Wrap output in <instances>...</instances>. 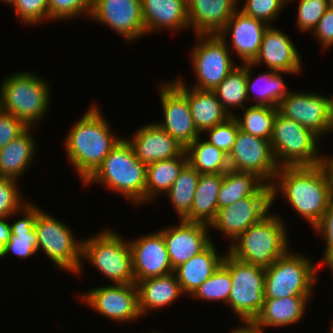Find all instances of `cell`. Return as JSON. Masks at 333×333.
<instances>
[{
    "mask_svg": "<svg viewBox=\"0 0 333 333\" xmlns=\"http://www.w3.org/2000/svg\"><path fill=\"white\" fill-rule=\"evenodd\" d=\"M93 0H48L49 21H64L86 15L90 17Z\"/></svg>",
    "mask_w": 333,
    "mask_h": 333,
    "instance_id": "obj_40",
    "label": "cell"
},
{
    "mask_svg": "<svg viewBox=\"0 0 333 333\" xmlns=\"http://www.w3.org/2000/svg\"><path fill=\"white\" fill-rule=\"evenodd\" d=\"M277 111L312 131L320 139L330 132L333 95L290 91L278 104Z\"/></svg>",
    "mask_w": 333,
    "mask_h": 333,
    "instance_id": "obj_13",
    "label": "cell"
},
{
    "mask_svg": "<svg viewBox=\"0 0 333 333\" xmlns=\"http://www.w3.org/2000/svg\"><path fill=\"white\" fill-rule=\"evenodd\" d=\"M188 163L186 152L179 157L157 161L147 165L145 204L154 202L161 193H167ZM160 194V195H159Z\"/></svg>",
    "mask_w": 333,
    "mask_h": 333,
    "instance_id": "obj_33",
    "label": "cell"
},
{
    "mask_svg": "<svg viewBox=\"0 0 333 333\" xmlns=\"http://www.w3.org/2000/svg\"><path fill=\"white\" fill-rule=\"evenodd\" d=\"M135 284L138 281L174 272L164 237L158 230L136 239H129Z\"/></svg>",
    "mask_w": 333,
    "mask_h": 333,
    "instance_id": "obj_18",
    "label": "cell"
},
{
    "mask_svg": "<svg viewBox=\"0 0 333 333\" xmlns=\"http://www.w3.org/2000/svg\"><path fill=\"white\" fill-rule=\"evenodd\" d=\"M265 182L253 172L229 169L223 174L218 192V208L232 205L234 202L255 194Z\"/></svg>",
    "mask_w": 333,
    "mask_h": 333,
    "instance_id": "obj_35",
    "label": "cell"
},
{
    "mask_svg": "<svg viewBox=\"0 0 333 333\" xmlns=\"http://www.w3.org/2000/svg\"><path fill=\"white\" fill-rule=\"evenodd\" d=\"M1 2L8 4L11 6V4L14 2V0H0Z\"/></svg>",
    "mask_w": 333,
    "mask_h": 333,
    "instance_id": "obj_53",
    "label": "cell"
},
{
    "mask_svg": "<svg viewBox=\"0 0 333 333\" xmlns=\"http://www.w3.org/2000/svg\"><path fill=\"white\" fill-rule=\"evenodd\" d=\"M222 181L223 174H200L190 214L184 221L210 226L218 212L217 197Z\"/></svg>",
    "mask_w": 333,
    "mask_h": 333,
    "instance_id": "obj_32",
    "label": "cell"
},
{
    "mask_svg": "<svg viewBox=\"0 0 333 333\" xmlns=\"http://www.w3.org/2000/svg\"><path fill=\"white\" fill-rule=\"evenodd\" d=\"M268 27L265 22L247 16L237 9L218 35L226 43L231 42V48L228 49H233L243 64L252 63L259 53L264 32ZM228 37L231 41H228Z\"/></svg>",
    "mask_w": 333,
    "mask_h": 333,
    "instance_id": "obj_20",
    "label": "cell"
},
{
    "mask_svg": "<svg viewBox=\"0 0 333 333\" xmlns=\"http://www.w3.org/2000/svg\"><path fill=\"white\" fill-rule=\"evenodd\" d=\"M311 298V296H290L265 299L262 309L251 323L262 330L297 324L302 321Z\"/></svg>",
    "mask_w": 333,
    "mask_h": 333,
    "instance_id": "obj_26",
    "label": "cell"
},
{
    "mask_svg": "<svg viewBox=\"0 0 333 333\" xmlns=\"http://www.w3.org/2000/svg\"><path fill=\"white\" fill-rule=\"evenodd\" d=\"M232 280L230 271L221 264L220 267L190 296L193 299L228 302Z\"/></svg>",
    "mask_w": 333,
    "mask_h": 333,
    "instance_id": "obj_39",
    "label": "cell"
},
{
    "mask_svg": "<svg viewBox=\"0 0 333 333\" xmlns=\"http://www.w3.org/2000/svg\"><path fill=\"white\" fill-rule=\"evenodd\" d=\"M190 58L196 75L192 88L214 90L238 64L234 63L228 44L218 34H198Z\"/></svg>",
    "mask_w": 333,
    "mask_h": 333,
    "instance_id": "obj_11",
    "label": "cell"
},
{
    "mask_svg": "<svg viewBox=\"0 0 333 333\" xmlns=\"http://www.w3.org/2000/svg\"><path fill=\"white\" fill-rule=\"evenodd\" d=\"M11 7L26 26L38 25L47 20L49 22L48 0H14Z\"/></svg>",
    "mask_w": 333,
    "mask_h": 333,
    "instance_id": "obj_44",
    "label": "cell"
},
{
    "mask_svg": "<svg viewBox=\"0 0 333 333\" xmlns=\"http://www.w3.org/2000/svg\"><path fill=\"white\" fill-rule=\"evenodd\" d=\"M323 165L328 173L331 184V197H333V161H324Z\"/></svg>",
    "mask_w": 333,
    "mask_h": 333,
    "instance_id": "obj_51",
    "label": "cell"
},
{
    "mask_svg": "<svg viewBox=\"0 0 333 333\" xmlns=\"http://www.w3.org/2000/svg\"><path fill=\"white\" fill-rule=\"evenodd\" d=\"M17 181L13 178L0 177V217L14 215L29 202L22 199Z\"/></svg>",
    "mask_w": 333,
    "mask_h": 333,
    "instance_id": "obj_43",
    "label": "cell"
},
{
    "mask_svg": "<svg viewBox=\"0 0 333 333\" xmlns=\"http://www.w3.org/2000/svg\"><path fill=\"white\" fill-rule=\"evenodd\" d=\"M328 267V269L331 271V274L333 275V265H331V266H327ZM333 277V276H332ZM333 322V321H332Z\"/></svg>",
    "mask_w": 333,
    "mask_h": 333,
    "instance_id": "obj_55",
    "label": "cell"
},
{
    "mask_svg": "<svg viewBox=\"0 0 333 333\" xmlns=\"http://www.w3.org/2000/svg\"><path fill=\"white\" fill-rule=\"evenodd\" d=\"M179 222V225L159 230L164 237L173 270L199 254L212 242L208 225L184 220Z\"/></svg>",
    "mask_w": 333,
    "mask_h": 333,
    "instance_id": "obj_19",
    "label": "cell"
},
{
    "mask_svg": "<svg viewBox=\"0 0 333 333\" xmlns=\"http://www.w3.org/2000/svg\"><path fill=\"white\" fill-rule=\"evenodd\" d=\"M330 330H329V333H333V322H332V324L330 325V328H329Z\"/></svg>",
    "mask_w": 333,
    "mask_h": 333,
    "instance_id": "obj_56",
    "label": "cell"
},
{
    "mask_svg": "<svg viewBox=\"0 0 333 333\" xmlns=\"http://www.w3.org/2000/svg\"><path fill=\"white\" fill-rule=\"evenodd\" d=\"M242 115H234L241 131L261 139L270 140L277 108L250 105L242 109Z\"/></svg>",
    "mask_w": 333,
    "mask_h": 333,
    "instance_id": "obj_38",
    "label": "cell"
},
{
    "mask_svg": "<svg viewBox=\"0 0 333 333\" xmlns=\"http://www.w3.org/2000/svg\"><path fill=\"white\" fill-rule=\"evenodd\" d=\"M291 1L293 2L294 0H290L288 3ZM298 1L296 27L303 33L313 31L329 8L328 0H297V2Z\"/></svg>",
    "mask_w": 333,
    "mask_h": 333,
    "instance_id": "obj_42",
    "label": "cell"
},
{
    "mask_svg": "<svg viewBox=\"0 0 333 333\" xmlns=\"http://www.w3.org/2000/svg\"><path fill=\"white\" fill-rule=\"evenodd\" d=\"M188 163L200 174H224L230 169L228 155L203 140L202 135L197 137L185 148Z\"/></svg>",
    "mask_w": 333,
    "mask_h": 333,
    "instance_id": "obj_34",
    "label": "cell"
},
{
    "mask_svg": "<svg viewBox=\"0 0 333 333\" xmlns=\"http://www.w3.org/2000/svg\"><path fill=\"white\" fill-rule=\"evenodd\" d=\"M330 132H333V114H332V120H331V125H330ZM324 161H333V155L329 158L328 155H325Z\"/></svg>",
    "mask_w": 333,
    "mask_h": 333,
    "instance_id": "obj_52",
    "label": "cell"
},
{
    "mask_svg": "<svg viewBox=\"0 0 333 333\" xmlns=\"http://www.w3.org/2000/svg\"><path fill=\"white\" fill-rule=\"evenodd\" d=\"M271 187L272 203L281 194L313 228L321 220L331 198L330 179L323 164L279 167Z\"/></svg>",
    "mask_w": 333,
    "mask_h": 333,
    "instance_id": "obj_1",
    "label": "cell"
},
{
    "mask_svg": "<svg viewBox=\"0 0 333 333\" xmlns=\"http://www.w3.org/2000/svg\"><path fill=\"white\" fill-rule=\"evenodd\" d=\"M98 107L95 104L88 108L77 123H73L65 138L67 159L75 168L82 184L121 139L112 131Z\"/></svg>",
    "mask_w": 333,
    "mask_h": 333,
    "instance_id": "obj_2",
    "label": "cell"
},
{
    "mask_svg": "<svg viewBox=\"0 0 333 333\" xmlns=\"http://www.w3.org/2000/svg\"><path fill=\"white\" fill-rule=\"evenodd\" d=\"M29 127L11 113L0 110V150L10 141L18 138Z\"/></svg>",
    "mask_w": 333,
    "mask_h": 333,
    "instance_id": "obj_47",
    "label": "cell"
},
{
    "mask_svg": "<svg viewBox=\"0 0 333 333\" xmlns=\"http://www.w3.org/2000/svg\"><path fill=\"white\" fill-rule=\"evenodd\" d=\"M238 130L237 121L234 117H230L223 123L206 130L204 133L207 132L208 137L205 140L228 155L235 143Z\"/></svg>",
    "mask_w": 333,
    "mask_h": 333,
    "instance_id": "obj_45",
    "label": "cell"
},
{
    "mask_svg": "<svg viewBox=\"0 0 333 333\" xmlns=\"http://www.w3.org/2000/svg\"><path fill=\"white\" fill-rule=\"evenodd\" d=\"M286 4L287 0H246L238 9L245 15L272 26V21L278 19Z\"/></svg>",
    "mask_w": 333,
    "mask_h": 333,
    "instance_id": "obj_41",
    "label": "cell"
},
{
    "mask_svg": "<svg viewBox=\"0 0 333 333\" xmlns=\"http://www.w3.org/2000/svg\"><path fill=\"white\" fill-rule=\"evenodd\" d=\"M213 91L230 117L235 115L234 108H245L248 100L246 63L232 70Z\"/></svg>",
    "mask_w": 333,
    "mask_h": 333,
    "instance_id": "obj_36",
    "label": "cell"
},
{
    "mask_svg": "<svg viewBox=\"0 0 333 333\" xmlns=\"http://www.w3.org/2000/svg\"><path fill=\"white\" fill-rule=\"evenodd\" d=\"M146 34L163 29L172 33L188 29L187 0H141Z\"/></svg>",
    "mask_w": 333,
    "mask_h": 333,
    "instance_id": "obj_24",
    "label": "cell"
},
{
    "mask_svg": "<svg viewBox=\"0 0 333 333\" xmlns=\"http://www.w3.org/2000/svg\"><path fill=\"white\" fill-rule=\"evenodd\" d=\"M149 333H160V332H158V331H154V330H153V331H151V332H149Z\"/></svg>",
    "mask_w": 333,
    "mask_h": 333,
    "instance_id": "obj_57",
    "label": "cell"
},
{
    "mask_svg": "<svg viewBox=\"0 0 333 333\" xmlns=\"http://www.w3.org/2000/svg\"><path fill=\"white\" fill-rule=\"evenodd\" d=\"M272 205V187L265 183L255 194L218 208L216 218L209 227L222 232L232 243L251 225L267 216Z\"/></svg>",
    "mask_w": 333,
    "mask_h": 333,
    "instance_id": "obj_12",
    "label": "cell"
},
{
    "mask_svg": "<svg viewBox=\"0 0 333 333\" xmlns=\"http://www.w3.org/2000/svg\"><path fill=\"white\" fill-rule=\"evenodd\" d=\"M314 231L319 233L322 237L323 242L326 243L325 249L323 252V261L317 266H331L333 265V197L330 198L328 207L324 212L319 223L313 228Z\"/></svg>",
    "mask_w": 333,
    "mask_h": 333,
    "instance_id": "obj_46",
    "label": "cell"
},
{
    "mask_svg": "<svg viewBox=\"0 0 333 333\" xmlns=\"http://www.w3.org/2000/svg\"><path fill=\"white\" fill-rule=\"evenodd\" d=\"M177 78L171 82L187 97L194 124L200 134L230 118L213 90L188 87L184 78Z\"/></svg>",
    "mask_w": 333,
    "mask_h": 333,
    "instance_id": "obj_25",
    "label": "cell"
},
{
    "mask_svg": "<svg viewBox=\"0 0 333 333\" xmlns=\"http://www.w3.org/2000/svg\"><path fill=\"white\" fill-rule=\"evenodd\" d=\"M134 133L132 138L126 139L131 144L136 158L145 165L179 157L185 151V147L162 129L157 122L143 125Z\"/></svg>",
    "mask_w": 333,
    "mask_h": 333,
    "instance_id": "obj_22",
    "label": "cell"
},
{
    "mask_svg": "<svg viewBox=\"0 0 333 333\" xmlns=\"http://www.w3.org/2000/svg\"><path fill=\"white\" fill-rule=\"evenodd\" d=\"M328 3H329V8L333 9V0H328Z\"/></svg>",
    "mask_w": 333,
    "mask_h": 333,
    "instance_id": "obj_54",
    "label": "cell"
},
{
    "mask_svg": "<svg viewBox=\"0 0 333 333\" xmlns=\"http://www.w3.org/2000/svg\"><path fill=\"white\" fill-rule=\"evenodd\" d=\"M228 164L235 171L253 172L268 184L273 183L279 169L270 140L258 138L240 129L228 154Z\"/></svg>",
    "mask_w": 333,
    "mask_h": 333,
    "instance_id": "obj_15",
    "label": "cell"
},
{
    "mask_svg": "<svg viewBox=\"0 0 333 333\" xmlns=\"http://www.w3.org/2000/svg\"><path fill=\"white\" fill-rule=\"evenodd\" d=\"M222 264L230 271L232 288L227 304L243 323L252 322L265 301V268L242 262L228 252Z\"/></svg>",
    "mask_w": 333,
    "mask_h": 333,
    "instance_id": "obj_10",
    "label": "cell"
},
{
    "mask_svg": "<svg viewBox=\"0 0 333 333\" xmlns=\"http://www.w3.org/2000/svg\"><path fill=\"white\" fill-rule=\"evenodd\" d=\"M199 176L200 173L187 163L167 191L166 195L179 220H184L190 214Z\"/></svg>",
    "mask_w": 333,
    "mask_h": 333,
    "instance_id": "obj_37",
    "label": "cell"
},
{
    "mask_svg": "<svg viewBox=\"0 0 333 333\" xmlns=\"http://www.w3.org/2000/svg\"><path fill=\"white\" fill-rule=\"evenodd\" d=\"M316 39L320 42V47L327 50L333 46V9L328 8L322 18L317 23V26L312 31Z\"/></svg>",
    "mask_w": 333,
    "mask_h": 333,
    "instance_id": "obj_48",
    "label": "cell"
},
{
    "mask_svg": "<svg viewBox=\"0 0 333 333\" xmlns=\"http://www.w3.org/2000/svg\"><path fill=\"white\" fill-rule=\"evenodd\" d=\"M36 74L18 71L0 83V110L11 113L32 128L46 117L51 101L50 84Z\"/></svg>",
    "mask_w": 333,
    "mask_h": 333,
    "instance_id": "obj_4",
    "label": "cell"
},
{
    "mask_svg": "<svg viewBox=\"0 0 333 333\" xmlns=\"http://www.w3.org/2000/svg\"><path fill=\"white\" fill-rule=\"evenodd\" d=\"M41 210L33 202H28L23 206L20 219L10 223L12 232L9 242L4 247L2 258L11 253L20 259H26L37 254L38 243L34 227L36 217Z\"/></svg>",
    "mask_w": 333,
    "mask_h": 333,
    "instance_id": "obj_30",
    "label": "cell"
},
{
    "mask_svg": "<svg viewBox=\"0 0 333 333\" xmlns=\"http://www.w3.org/2000/svg\"><path fill=\"white\" fill-rule=\"evenodd\" d=\"M78 297L93 311L120 324L131 323L142 317L136 284L100 285Z\"/></svg>",
    "mask_w": 333,
    "mask_h": 333,
    "instance_id": "obj_14",
    "label": "cell"
},
{
    "mask_svg": "<svg viewBox=\"0 0 333 333\" xmlns=\"http://www.w3.org/2000/svg\"><path fill=\"white\" fill-rule=\"evenodd\" d=\"M313 259L290 249L265 268V299L312 296L319 268Z\"/></svg>",
    "mask_w": 333,
    "mask_h": 333,
    "instance_id": "obj_8",
    "label": "cell"
},
{
    "mask_svg": "<svg viewBox=\"0 0 333 333\" xmlns=\"http://www.w3.org/2000/svg\"><path fill=\"white\" fill-rule=\"evenodd\" d=\"M320 140L309 129L277 112L270 146L279 167L323 164L325 155L319 153Z\"/></svg>",
    "mask_w": 333,
    "mask_h": 333,
    "instance_id": "obj_7",
    "label": "cell"
},
{
    "mask_svg": "<svg viewBox=\"0 0 333 333\" xmlns=\"http://www.w3.org/2000/svg\"><path fill=\"white\" fill-rule=\"evenodd\" d=\"M221 255L212 241L203 251L174 269L183 294L192 295L220 267Z\"/></svg>",
    "mask_w": 333,
    "mask_h": 333,
    "instance_id": "obj_27",
    "label": "cell"
},
{
    "mask_svg": "<svg viewBox=\"0 0 333 333\" xmlns=\"http://www.w3.org/2000/svg\"><path fill=\"white\" fill-rule=\"evenodd\" d=\"M255 65L246 63L247 98L255 100L252 105L277 108L279 102L291 91L284 81V74L289 72L271 70L259 73L253 78L252 69ZM251 92L253 94H251ZM251 94V95H250ZM253 95V96H252ZM252 96V97H251Z\"/></svg>",
    "mask_w": 333,
    "mask_h": 333,
    "instance_id": "obj_29",
    "label": "cell"
},
{
    "mask_svg": "<svg viewBox=\"0 0 333 333\" xmlns=\"http://www.w3.org/2000/svg\"><path fill=\"white\" fill-rule=\"evenodd\" d=\"M136 285L142 318L151 310H161L172 305L181 295H184L174 272L138 281Z\"/></svg>",
    "mask_w": 333,
    "mask_h": 333,
    "instance_id": "obj_28",
    "label": "cell"
},
{
    "mask_svg": "<svg viewBox=\"0 0 333 333\" xmlns=\"http://www.w3.org/2000/svg\"><path fill=\"white\" fill-rule=\"evenodd\" d=\"M89 19L110 27L128 43L146 34L141 0H93Z\"/></svg>",
    "mask_w": 333,
    "mask_h": 333,
    "instance_id": "obj_16",
    "label": "cell"
},
{
    "mask_svg": "<svg viewBox=\"0 0 333 333\" xmlns=\"http://www.w3.org/2000/svg\"><path fill=\"white\" fill-rule=\"evenodd\" d=\"M116 232L106 228L82 239V260L93 265L111 284H135L129 241Z\"/></svg>",
    "mask_w": 333,
    "mask_h": 333,
    "instance_id": "obj_6",
    "label": "cell"
},
{
    "mask_svg": "<svg viewBox=\"0 0 333 333\" xmlns=\"http://www.w3.org/2000/svg\"><path fill=\"white\" fill-rule=\"evenodd\" d=\"M297 47L285 32L269 26L264 32L261 47L255 60V66L263 63L270 70L299 74L302 72V57Z\"/></svg>",
    "mask_w": 333,
    "mask_h": 333,
    "instance_id": "obj_21",
    "label": "cell"
},
{
    "mask_svg": "<svg viewBox=\"0 0 333 333\" xmlns=\"http://www.w3.org/2000/svg\"><path fill=\"white\" fill-rule=\"evenodd\" d=\"M21 213L20 211H17L14 213V215L10 217H0V253L2 254L4 251L5 245L9 242L10 235H11V225L8 223L9 218H13V216H16Z\"/></svg>",
    "mask_w": 333,
    "mask_h": 333,
    "instance_id": "obj_49",
    "label": "cell"
},
{
    "mask_svg": "<svg viewBox=\"0 0 333 333\" xmlns=\"http://www.w3.org/2000/svg\"><path fill=\"white\" fill-rule=\"evenodd\" d=\"M164 122L158 125L185 148L201 134L194 124L187 97L171 82L158 84Z\"/></svg>",
    "mask_w": 333,
    "mask_h": 333,
    "instance_id": "obj_17",
    "label": "cell"
},
{
    "mask_svg": "<svg viewBox=\"0 0 333 333\" xmlns=\"http://www.w3.org/2000/svg\"><path fill=\"white\" fill-rule=\"evenodd\" d=\"M38 252L43 250L54 267L79 275L83 270L82 241L77 240L72 229L44 210L35 220Z\"/></svg>",
    "mask_w": 333,
    "mask_h": 333,
    "instance_id": "obj_9",
    "label": "cell"
},
{
    "mask_svg": "<svg viewBox=\"0 0 333 333\" xmlns=\"http://www.w3.org/2000/svg\"><path fill=\"white\" fill-rule=\"evenodd\" d=\"M230 333H265V331L255 327L251 322H249L243 323L242 327L238 326L234 329H231Z\"/></svg>",
    "mask_w": 333,
    "mask_h": 333,
    "instance_id": "obj_50",
    "label": "cell"
},
{
    "mask_svg": "<svg viewBox=\"0 0 333 333\" xmlns=\"http://www.w3.org/2000/svg\"><path fill=\"white\" fill-rule=\"evenodd\" d=\"M31 131H34V127L33 129L29 127L22 135L0 150V177L18 180L33 164L37 154V142Z\"/></svg>",
    "mask_w": 333,
    "mask_h": 333,
    "instance_id": "obj_31",
    "label": "cell"
},
{
    "mask_svg": "<svg viewBox=\"0 0 333 333\" xmlns=\"http://www.w3.org/2000/svg\"><path fill=\"white\" fill-rule=\"evenodd\" d=\"M284 221L270 212L230 243L227 252L242 262L269 267L289 250L288 230Z\"/></svg>",
    "mask_w": 333,
    "mask_h": 333,
    "instance_id": "obj_5",
    "label": "cell"
},
{
    "mask_svg": "<svg viewBox=\"0 0 333 333\" xmlns=\"http://www.w3.org/2000/svg\"><path fill=\"white\" fill-rule=\"evenodd\" d=\"M239 0H187L188 23L195 35L218 34L234 12Z\"/></svg>",
    "mask_w": 333,
    "mask_h": 333,
    "instance_id": "obj_23",
    "label": "cell"
},
{
    "mask_svg": "<svg viewBox=\"0 0 333 333\" xmlns=\"http://www.w3.org/2000/svg\"><path fill=\"white\" fill-rule=\"evenodd\" d=\"M147 165L136 158L131 144L122 138L83 185L96 184L119 193L135 205H145Z\"/></svg>",
    "mask_w": 333,
    "mask_h": 333,
    "instance_id": "obj_3",
    "label": "cell"
}]
</instances>
